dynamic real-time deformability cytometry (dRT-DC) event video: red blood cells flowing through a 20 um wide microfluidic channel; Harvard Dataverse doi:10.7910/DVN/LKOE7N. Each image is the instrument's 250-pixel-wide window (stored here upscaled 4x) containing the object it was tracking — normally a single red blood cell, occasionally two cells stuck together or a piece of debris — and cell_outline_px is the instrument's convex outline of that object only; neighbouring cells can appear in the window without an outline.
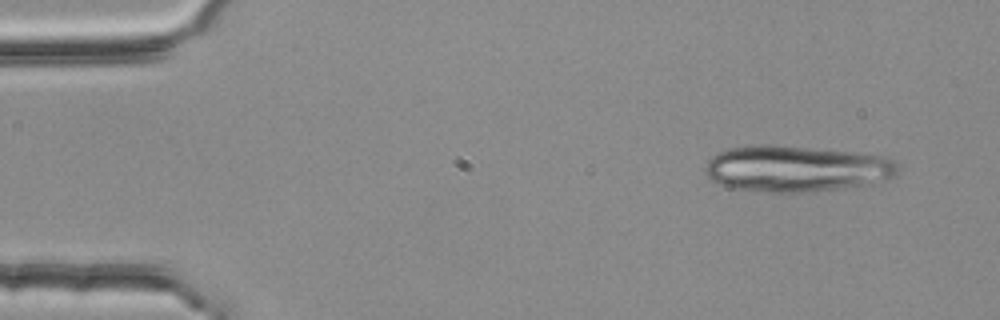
{"species": "common noctule bat (a hibernating species)", "species_latin": "Nyctalus noctula", "temperature_condition": "room temperature", "stored_images_in_passage": 4, "camera_frame_rate_fps": 3000, "um_per_image_px": 0.085, "animal": {"sex": "female", "body_mass_g": 25.1}, "frame": {"image": 1, "passage_image": 1, "time_ms": 0.0, "image_size_px": [1000, 320], "cell_outline_px": [[900, 172], [896, 176], [888, 180], [844, 188], [804, 192], [768, 192], [728, 188], [712, 180], [704, 172], [704, 168], [708, 160], [712, 156], [728, 148], [764, 144], [772, 144], [856, 152], [876, 156], [892, 160], [896, 164]], "centroid_in_image_um": [67.66, 14.34], "position_along_channel_um": 17.3, "area_um2": 51.96}}